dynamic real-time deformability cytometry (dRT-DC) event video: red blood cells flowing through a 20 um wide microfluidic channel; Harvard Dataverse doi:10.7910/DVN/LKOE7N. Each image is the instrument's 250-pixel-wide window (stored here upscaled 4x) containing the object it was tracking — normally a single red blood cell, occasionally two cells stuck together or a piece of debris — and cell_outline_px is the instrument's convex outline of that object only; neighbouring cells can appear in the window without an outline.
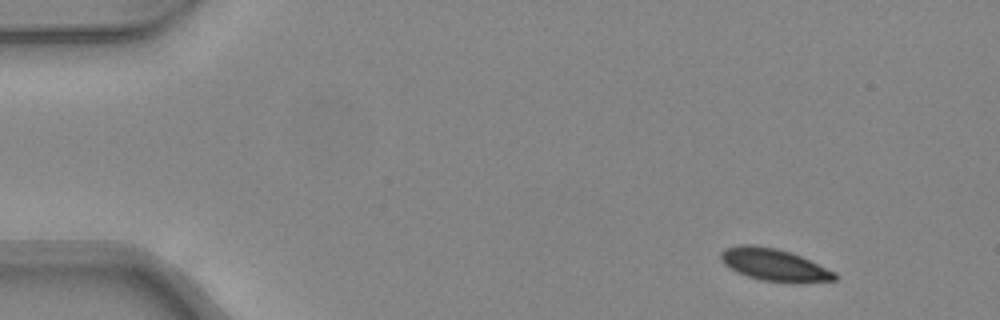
{"species": "common noctule bat (a hibernating species)", "species_latin": "Nyctalus noctula", "temperature_condition": "warm", "stored_images_in_passage": 44, "camera_frame_rate_fps": 3000, "um_per_image_px": 0.085, "animal": {"sex": "female", "body_mass_g": 24.6, "forearm_length_mm": 56.2}, "frame": {"image": 1, "passage_image": 1, "time_ms": 0.0, "image_size_px": [1000, 320], "cell_outline_px": [[840, 276], [836, 280], [792, 284], [764, 280], [748, 276], [736, 272], [724, 264], [720, 256], [720, 252], [724, 248], [740, 244], [752, 244], [776, 248], [800, 256], [836, 272]], "centroid_in_image_um": [65.82, 22.52], "position_along_channel_um": 19.2, "area_um2": 21.62}}
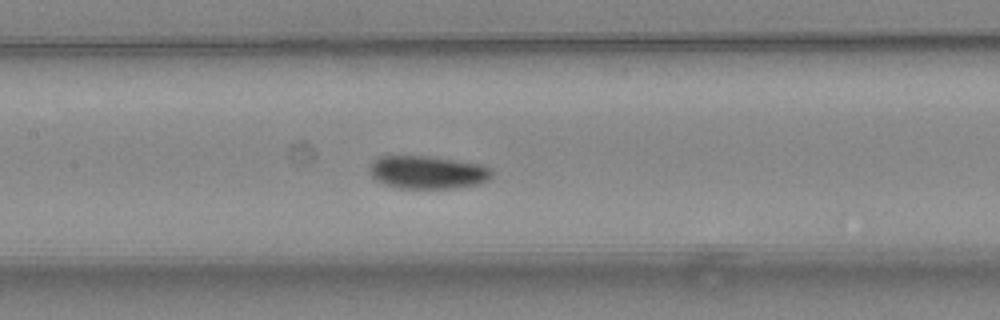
{"frame": {"image": 2, "passage_image": 19, "time_ms": 6.0, "image_size_px": [1000, 320], "cell_outline_px": [[492, 176], [488, 180], [480, 184], [452, 188], [400, 188], [384, 184], [376, 180], [368, 172], [368, 168], [380, 156], [432, 156], [484, 164], [492, 168]], "centroid_in_image_um": [36.39, 14.64], "position_along_channel_um": 171.0, "area_um2": 23.76}}
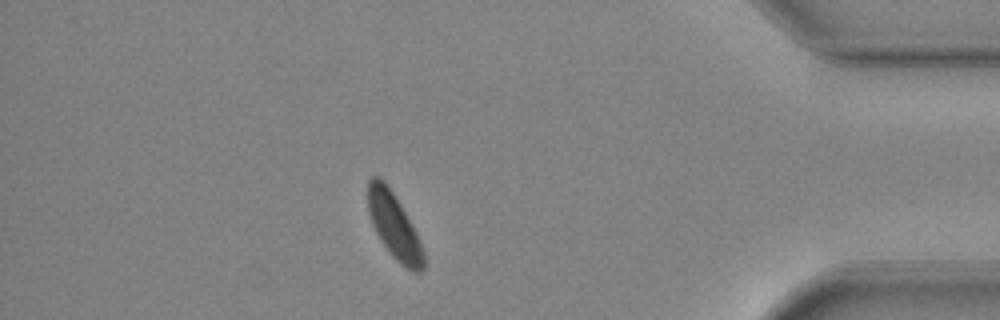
{"frame": {"image": 3, "passage_image": 38, "time_ms": 12.333, "image_size_px": [1000, 320], "cell_outline_px": [[424, 268], [420, 272], [412, 272], [404, 268], [392, 256], [380, 240], [372, 224], [368, 212], [368, 180], [372, 176], [380, 176], [384, 180], [400, 204], [412, 224], [420, 240], [424, 252]], "centroid_in_image_um": [33.5, 19.22], "position_along_channel_um": 401.7, "area_um2": 21.33}, "authors_computed_cell_mechanics": {"area_um2": 22.9755, "velocity_mm_per_s": 4.2835, "shape_relaxation_time_tau1_ms": 1.823, "shape_relaxation_time_tau2_ms": null, "deformation_change_tau1": 0.0728, "deformation_change_tau2": null}}